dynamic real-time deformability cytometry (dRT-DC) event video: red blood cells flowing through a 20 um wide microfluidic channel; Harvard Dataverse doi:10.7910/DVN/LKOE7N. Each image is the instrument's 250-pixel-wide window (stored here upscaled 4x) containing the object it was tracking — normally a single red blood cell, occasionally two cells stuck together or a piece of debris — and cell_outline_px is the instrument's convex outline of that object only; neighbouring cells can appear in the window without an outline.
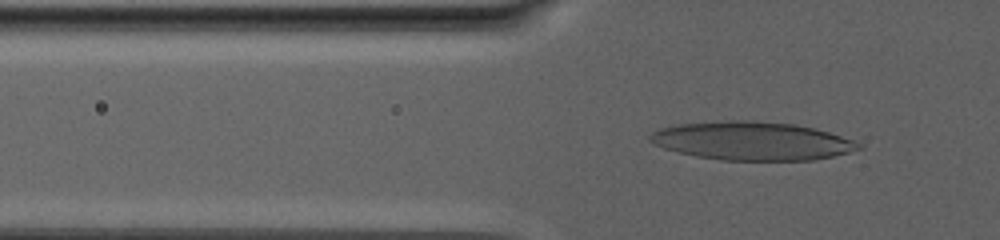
{"species": "human", "species_latin": "Homo sapiens", "temperature_condition": "warm", "stored_images_in_passage": 89, "camera_frame_rate_fps": 3000, "um_per_image_px": 0.085, "donor": {"sex": "male"}, "frame": {"image": 1, "passage_image": 33, "time_ms": 10.667, "image_size_px": [1000, 240], "cell_outline_px": [[864, 148], [832, 156], [812, 160], [720, 160], [696, 156], [664, 148], [648, 140], [648, 136], [656, 128], [680, 124], [728, 120], [752, 120], [792, 124], [812, 128], [828, 132], [864, 144]], "centroid_in_image_um": [63.9, 11.97], "position_along_channel_um": 61.9, "area_um2": 46.53}}
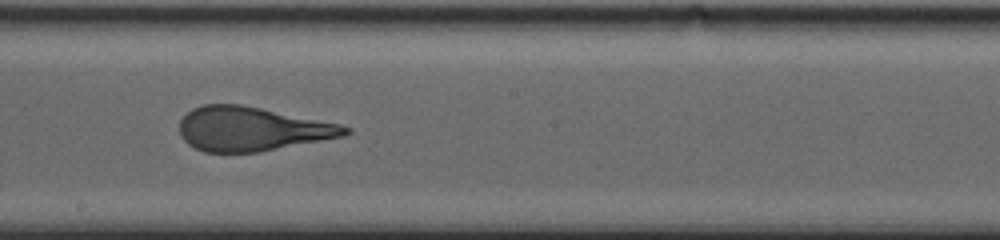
{"frame": {"image": 2, "passage_image": 55, "time_ms": 18.0, "image_size_px": [1000, 240], "cell_outline_px": [[352, 132], [344, 136], [260, 152], [204, 152], [188, 144], [180, 136], [180, 120], [192, 108], [204, 104], [240, 104], [340, 124], [352, 128]], "centroid_in_image_um": [21.4, 10.96], "position_along_channel_um": 226.8, "area_um2": 42.43}}
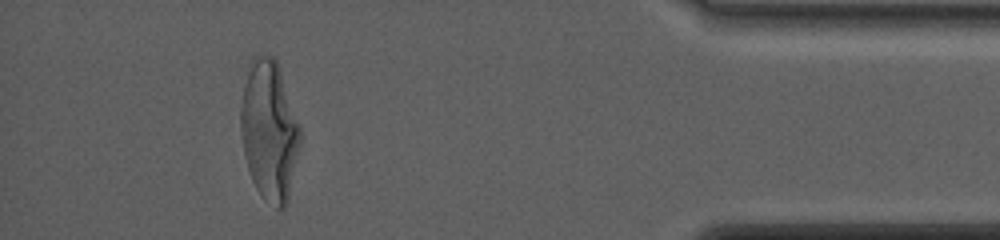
{"frame": {"image": 3, "passage_image": 83, "time_ms": 27.333, "image_size_px": [1000, 240], "cell_outline_px": [[300, 144], [288, 200], [284, 208], [276, 208], [264, 200], [260, 196], [252, 180], [244, 156], [240, 128], [240, 104], [244, 84], [252, 56], [272, 56], [276, 60], [300, 124]], "centroid_in_image_um": [22.88, 11.12], "position_along_channel_um": 412.3, "area_um2": 48.44}, "authors_computed_cell_mechanics": {"area_um2": 46.3556, "velocity_mm_per_s": 2.4307, "shape_relaxation_time_tau1_ms": 11.1377, "shape_relaxation_time_tau2_ms": 1.1869, "deformation_change_tau1": 0.3179, "deformation_change_tau2": 0.1081}}